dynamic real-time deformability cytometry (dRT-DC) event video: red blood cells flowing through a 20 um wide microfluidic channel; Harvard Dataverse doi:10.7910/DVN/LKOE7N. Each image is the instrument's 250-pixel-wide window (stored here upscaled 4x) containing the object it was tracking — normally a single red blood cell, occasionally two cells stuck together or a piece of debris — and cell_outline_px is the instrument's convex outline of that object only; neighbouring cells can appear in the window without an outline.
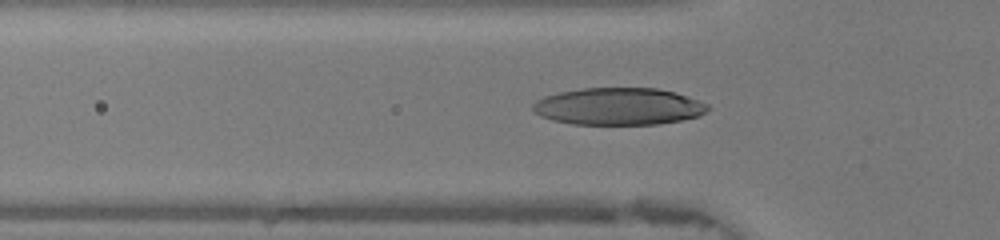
{"species": "human", "species_latin": "Homo sapiens", "temperature_condition": "warm", "stored_images_in_passage": 33, "camera_frame_rate_fps": 3000, "um_per_image_px": 0.085, "donor": {"sex": "female"}, "frame": {"image": 1, "passage_image": 2, "time_ms": 0.333, "image_size_px": [1000, 240], "cell_outline_px": [[708, 108], [700, 116], [660, 124], [572, 124], [552, 120], [540, 116], [532, 112], [532, 104], [536, 100], [544, 96], [560, 92], [580, 88], [656, 88], [676, 92], [708, 104]], "centroid_in_image_um": [52.53, 9.04], "position_along_channel_um": 73.3, "area_um2": 37.97}}
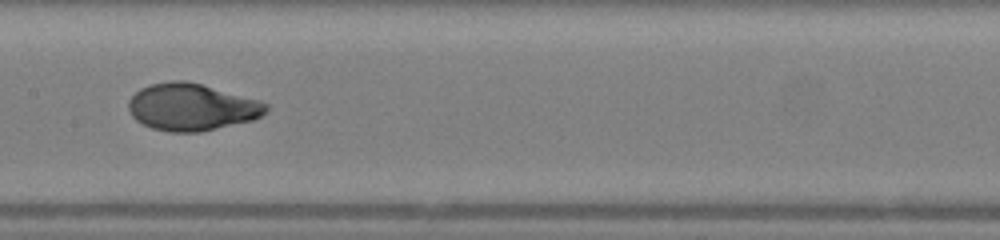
{"frame": {"image": 2, "passage_image": 10, "time_ms": 3.0, "image_size_px": [1000, 240], "cell_outline_px": [[268, 112], [252, 120], [200, 132], [168, 132], [152, 128], [136, 120], [132, 116], [128, 108], [128, 100], [140, 88], [152, 84], [172, 80], [184, 80], [200, 84], [260, 100], [268, 104]], "centroid_in_image_um": [16.29, 9.1], "position_along_channel_um": 191.1, "area_um2": 37.63}}
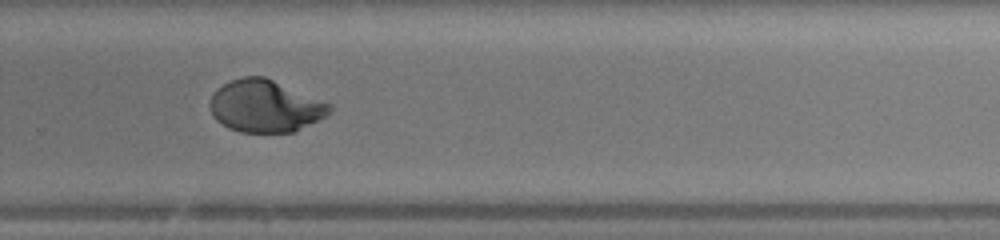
{"frame": {"image": 3, "passage_image": 18, "time_ms": 5.667, "image_size_px": [1000, 240], "cell_outline_px": [[332, 112], [296, 132], [240, 132], [228, 128], [216, 120], [212, 116], [208, 104], [212, 92], [216, 88], [232, 80], [244, 76], [264, 76], [332, 104]], "centroid_in_image_um": [22.51, 9.02], "position_along_channel_um": 307.3, "area_um2": 36.65}, "authors_computed_cell_mechanics": {"area_um2": 37.1654, "velocity_mm_per_s": 4.3744, "shape_relaxation_time_tau1_ms": 4.4374, "shape_relaxation_time_tau2_ms": null, "deformation_change_tau1": 0.2633, "deformation_change_tau2": null}}